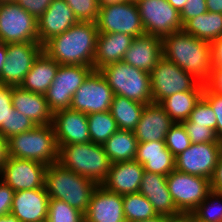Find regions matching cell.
I'll use <instances>...</instances> for the list:
<instances>
[{"instance_id":"d590c367","label":"cell","mask_w":222,"mask_h":222,"mask_svg":"<svg viewBox=\"0 0 222 222\" xmlns=\"http://www.w3.org/2000/svg\"><path fill=\"white\" fill-rule=\"evenodd\" d=\"M47 220L48 222H85L84 213L58 199H49Z\"/></svg>"},{"instance_id":"e575fe53","label":"cell","mask_w":222,"mask_h":222,"mask_svg":"<svg viewBox=\"0 0 222 222\" xmlns=\"http://www.w3.org/2000/svg\"><path fill=\"white\" fill-rule=\"evenodd\" d=\"M191 214L202 222H222V193L211 190Z\"/></svg>"},{"instance_id":"ab89813d","label":"cell","mask_w":222,"mask_h":222,"mask_svg":"<svg viewBox=\"0 0 222 222\" xmlns=\"http://www.w3.org/2000/svg\"><path fill=\"white\" fill-rule=\"evenodd\" d=\"M78 22H96L99 0H65Z\"/></svg>"},{"instance_id":"3957f363","label":"cell","mask_w":222,"mask_h":222,"mask_svg":"<svg viewBox=\"0 0 222 222\" xmlns=\"http://www.w3.org/2000/svg\"><path fill=\"white\" fill-rule=\"evenodd\" d=\"M44 186L50 199L64 201L85 214L98 185L57 162L46 167Z\"/></svg>"},{"instance_id":"52a82bcc","label":"cell","mask_w":222,"mask_h":222,"mask_svg":"<svg viewBox=\"0 0 222 222\" xmlns=\"http://www.w3.org/2000/svg\"><path fill=\"white\" fill-rule=\"evenodd\" d=\"M0 42H38V20L15 0L0 1Z\"/></svg>"},{"instance_id":"ac0fdd59","label":"cell","mask_w":222,"mask_h":222,"mask_svg":"<svg viewBox=\"0 0 222 222\" xmlns=\"http://www.w3.org/2000/svg\"><path fill=\"white\" fill-rule=\"evenodd\" d=\"M153 205L158 215L181 220L183 214L176 208L167 185V176L144 171L139 191Z\"/></svg>"},{"instance_id":"f35d334b","label":"cell","mask_w":222,"mask_h":222,"mask_svg":"<svg viewBox=\"0 0 222 222\" xmlns=\"http://www.w3.org/2000/svg\"><path fill=\"white\" fill-rule=\"evenodd\" d=\"M192 125L206 126L216 131L217 119L210 104L202 97L187 119Z\"/></svg>"},{"instance_id":"6f0895ef","label":"cell","mask_w":222,"mask_h":222,"mask_svg":"<svg viewBox=\"0 0 222 222\" xmlns=\"http://www.w3.org/2000/svg\"><path fill=\"white\" fill-rule=\"evenodd\" d=\"M123 0H99V6H110Z\"/></svg>"},{"instance_id":"484cf974","label":"cell","mask_w":222,"mask_h":222,"mask_svg":"<svg viewBox=\"0 0 222 222\" xmlns=\"http://www.w3.org/2000/svg\"><path fill=\"white\" fill-rule=\"evenodd\" d=\"M12 105L15 110L30 118L36 125L52 124L53 112L43 94L12 86Z\"/></svg>"},{"instance_id":"b9f144b4","label":"cell","mask_w":222,"mask_h":222,"mask_svg":"<svg viewBox=\"0 0 222 222\" xmlns=\"http://www.w3.org/2000/svg\"><path fill=\"white\" fill-rule=\"evenodd\" d=\"M202 97L210 104L216 114L217 125L215 134L222 141V95L211 92L205 86Z\"/></svg>"},{"instance_id":"11a10c76","label":"cell","mask_w":222,"mask_h":222,"mask_svg":"<svg viewBox=\"0 0 222 222\" xmlns=\"http://www.w3.org/2000/svg\"><path fill=\"white\" fill-rule=\"evenodd\" d=\"M6 53H7L6 44L3 42H0V72L7 59Z\"/></svg>"},{"instance_id":"91938a15","label":"cell","mask_w":222,"mask_h":222,"mask_svg":"<svg viewBox=\"0 0 222 222\" xmlns=\"http://www.w3.org/2000/svg\"><path fill=\"white\" fill-rule=\"evenodd\" d=\"M174 222H185V221L181 219V220H175Z\"/></svg>"},{"instance_id":"c3c4849f","label":"cell","mask_w":222,"mask_h":222,"mask_svg":"<svg viewBox=\"0 0 222 222\" xmlns=\"http://www.w3.org/2000/svg\"><path fill=\"white\" fill-rule=\"evenodd\" d=\"M211 190L222 193V153L215 167L214 174L210 180Z\"/></svg>"},{"instance_id":"ffe728a7","label":"cell","mask_w":222,"mask_h":222,"mask_svg":"<svg viewBox=\"0 0 222 222\" xmlns=\"http://www.w3.org/2000/svg\"><path fill=\"white\" fill-rule=\"evenodd\" d=\"M172 118L159 103L146 104L134 132L138 143L165 141V136L174 125Z\"/></svg>"},{"instance_id":"f546056e","label":"cell","mask_w":222,"mask_h":222,"mask_svg":"<svg viewBox=\"0 0 222 222\" xmlns=\"http://www.w3.org/2000/svg\"><path fill=\"white\" fill-rule=\"evenodd\" d=\"M182 30L198 39L212 43L222 37V13L207 11L188 20Z\"/></svg>"},{"instance_id":"44dd1931","label":"cell","mask_w":222,"mask_h":222,"mask_svg":"<svg viewBox=\"0 0 222 222\" xmlns=\"http://www.w3.org/2000/svg\"><path fill=\"white\" fill-rule=\"evenodd\" d=\"M49 199L50 197L45 186L38 189L14 192L11 214L20 222H40L46 220Z\"/></svg>"},{"instance_id":"603a6c76","label":"cell","mask_w":222,"mask_h":222,"mask_svg":"<svg viewBox=\"0 0 222 222\" xmlns=\"http://www.w3.org/2000/svg\"><path fill=\"white\" fill-rule=\"evenodd\" d=\"M144 171L143 166L136 160L112 163L101 186L122 196L137 193Z\"/></svg>"},{"instance_id":"680465c9","label":"cell","mask_w":222,"mask_h":222,"mask_svg":"<svg viewBox=\"0 0 222 222\" xmlns=\"http://www.w3.org/2000/svg\"><path fill=\"white\" fill-rule=\"evenodd\" d=\"M182 219L185 222H202L197 220L191 213L184 215Z\"/></svg>"},{"instance_id":"277c9868","label":"cell","mask_w":222,"mask_h":222,"mask_svg":"<svg viewBox=\"0 0 222 222\" xmlns=\"http://www.w3.org/2000/svg\"><path fill=\"white\" fill-rule=\"evenodd\" d=\"M58 163L80 176L87 177L97 185L105 181L112 165L103 144L91 141L63 145L59 149Z\"/></svg>"},{"instance_id":"ba28073f","label":"cell","mask_w":222,"mask_h":222,"mask_svg":"<svg viewBox=\"0 0 222 222\" xmlns=\"http://www.w3.org/2000/svg\"><path fill=\"white\" fill-rule=\"evenodd\" d=\"M95 23L99 33H125L134 38L145 34L136 2L99 6Z\"/></svg>"},{"instance_id":"4316f807","label":"cell","mask_w":222,"mask_h":222,"mask_svg":"<svg viewBox=\"0 0 222 222\" xmlns=\"http://www.w3.org/2000/svg\"><path fill=\"white\" fill-rule=\"evenodd\" d=\"M134 37L125 33H98L93 61L94 70L122 61Z\"/></svg>"},{"instance_id":"cb8c5ba5","label":"cell","mask_w":222,"mask_h":222,"mask_svg":"<svg viewBox=\"0 0 222 222\" xmlns=\"http://www.w3.org/2000/svg\"><path fill=\"white\" fill-rule=\"evenodd\" d=\"M161 57L162 39L144 34L132 40L122 61L150 73Z\"/></svg>"},{"instance_id":"db71d44e","label":"cell","mask_w":222,"mask_h":222,"mask_svg":"<svg viewBox=\"0 0 222 222\" xmlns=\"http://www.w3.org/2000/svg\"><path fill=\"white\" fill-rule=\"evenodd\" d=\"M167 1L173 8H175L180 13L188 0H167Z\"/></svg>"},{"instance_id":"f907efd6","label":"cell","mask_w":222,"mask_h":222,"mask_svg":"<svg viewBox=\"0 0 222 222\" xmlns=\"http://www.w3.org/2000/svg\"><path fill=\"white\" fill-rule=\"evenodd\" d=\"M8 141L0 134V170L8 159Z\"/></svg>"},{"instance_id":"5bb4252c","label":"cell","mask_w":222,"mask_h":222,"mask_svg":"<svg viewBox=\"0 0 222 222\" xmlns=\"http://www.w3.org/2000/svg\"><path fill=\"white\" fill-rule=\"evenodd\" d=\"M221 153L222 142L191 143L175 157V170L211 180Z\"/></svg>"},{"instance_id":"7bdbcfd3","label":"cell","mask_w":222,"mask_h":222,"mask_svg":"<svg viewBox=\"0 0 222 222\" xmlns=\"http://www.w3.org/2000/svg\"><path fill=\"white\" fill-rule=\"evenodd\" d=\"M207 11L206 0H188L180 12L181 22L184 25L188 20L204 14Z\"/></svg>"},{"instance_id":"d6a6232c","label":"cell","mask_w":222,"mask_h":222,"mask_svg":"<svg viewBox=\"0 0 222 222\" xmlns=\"http://www.w3.org/2000/svg\"><path fill=\"white\" fill-rule=\"evenodd\" d=\"M87 120L92 143L104 144L118 130L110 111L89 114Z\"/></svg>"},{"instance_id":"8fae6325","label":"cell","mask_w":222,"mask_h":222,"mask_svg":"<svg viewBox=\"0 0 222 222\" xmlns=\"http://www.w3.org/2000/svg\"><path fill=\"white\" fill-rule=\"evenodd\" d=\"M94 70L91 66L60 65L54 81L44 94L52 112L70 108L75 91Z\"/></svg>"},{"instance_id":"9a60e30c","label":"cell","mask_w":222,"mask_h":222,"mask_svg":"<svg viewBox=\"0 0 222 222\" xmlns=\"http://www.w3.org/2000/svg\"><path fill=\"white\" fill-rule=\"evenodd\" d=\"M6 61L0 72V84L20 86L34 61L43 51L39 42L7 43Z\"/></svg>"},{"instance_id":"83f0119b","label":"cell","mask_w":222,"mask_h":222,"mask_svg":"<svg viewBox=\"0 0 222 222\" xmlns=\"http://www.w3.org/2000/svg\"><path fill=\"white\" fill-rule=\"evenodd\" d=\"M59 64L45 51H42L25 75L20 87L33 93L45 94L59 69Z\"/></svg>"},{"instance_id":"e0dca14e","label":"cell","mask_w":222,"mask_h":222,"mask_svg":"<svg viewBox=\"0 0 222 222\" xmlns=\"http://www.w3.org/2000/svg\"><path fill=\"white\" fill-rule=\"evenodd\" d=\"M52 126L60 149L63 145L90 141L87 114L71 108L53 112Z\"/></svg>"},{"instance_id":"7c38bea8","label":"cell","mask_w":222,"mask_h":222,"mask_svg":"<svg viewBox=\"0 0 222 222\" xmlns=\"http://www.w3.org/2000/svg\"><path fill=\"white\" fill-rule=\"evenodd\" d=\"M136 4L145 34L162 39L182 30L180 13L167 0H138Z\"/></svg>"},{"instance_id":"6da1fadb","label":"cell","mask_w":222,"mask_h":222,"mask_svg":"<svg viewBox=\"0 0 222 222\" xmlns=\"http://www.w3.org/2000/svg\"><path fill=\"white\" fill-rule=\"evenodd\" d=\"M98 33L95 22H78L48 40L43 51L59 65L93 67Z\"/></svg>"},{"instance_id":"7a4b0ae2","label":"cell","mask_w":222,"mask_h":222,"mask_svg":"<svg viewBox=\"0 0 222 222\" xmlns=\"http://www.w3.org/2000/svg\"><path fill=\"white\" fill-rule=\"evenodd\" d=\"M162 56L205 84L212 70L211 43L183 30L162 38Z\"/></svg>"},{"instance_id":"9c48e42d","label":"cell","mask_w":222,"mask_h":222,"mask_svg":"<svg viewBox=\"0 0 222 222\" xmlns=\"http://www.w3.org/2000/svg\"><path fill=\"white\" fill-rule=\"evenodd\" d=\"M151 94L154 103L178 92L191 91L199 81L163 56L150 72Z\"/></svg>"},{"instance_id":"8992f818","label":"cell","mask_w":222,"mask_h":222,"mask_svg":"<svg viewBox=\"0 0 222 222\" xmlns=\"http://www.w3.org/2000/svg\"><path fill=\"white\" fill-rule=\"evenodd\" d=\"M114 95L124 96L141 104L153 102L150 73L119 61L98 70Z\"/></svg>"},{"instance_id":"4dcf8cb0","label":"cell","mask_w":222,"mask_h":222,"mask_svg":"<svg viewBox=\"0 0 222 222\" xmlns=\"http://www.w3.org/2000/svg\"><path fill=\"white\" fill-rule=\"evenodd\" d=\"M138 140L133 131L118 129L104 144L112 163L135 160Z\"/></svg>"},{"instance_id":"60d3db41","label":"cell","mask_w":222,"mask_h":222,"mask_svg":"<svg viewBox=\"0 0 222 222\" xmlns=\"http://www.w3.org/2000/svg\"><path fill=\"white\" fill-rule=\"evenodd\" d=\"M182 124L190 137L191 143L222 142L217 138L215 131L209 127L192 125L188 120H185Z\"/></svg>"},{"instance_id":"9f6ffc18","label":"cell","mask_w":222,"mask_h":222,"mask_svg":"<svg viewBox=\"0 0 222 222\" xmlns=\"http://www.w3.org/2000/svg\"><path fill=\"white\" fill-rule=\"evenodd\" d=\"M0 222H20L13 214L0 216Z\"/></svg>"},{"instance_id":"5b68a950","label":"cell","mask_w":222,"mask_h":222,"mask_svg":"<svg viewBox=\"0 0 222 222\" xmlns=\"http://www.w3.org/2000/svg\"><path fill=\"white\" fill-rule=\"evenodd\" d=\"M9 157L34 160L47 166L59 161V148L52 124L37 125L34 129L11 136Z\"/></svg>"},{"instance_id":"30bf717a","label":"cell","mask_w":222,"mask_h":222,"mask_svg":"<svg viewBox=\"0 0 222 222\" xmlns=\"http://www.w3.org/2000/svg\"><path fill=\"white\" fill-rule=\"evenodd\" d=\"M167 185L176 208L183 215L192 213L211 191L210 179L177 170L167 176Z\"/></svg>"},{"instance_id":"f1b7e54d","label":"cell","mask_w":222,"mask_h":222,"mask_svg":"<svg viewBox=\"0 0 222 222\" xmlns=\"http://www.w3.org/2000/svg\"><path fill=\"white\" fill-rule=\"evenodd\" d=\"M205 84L198 83L191 91L178 92L163 99L159 104L175 123L188 119L195 105L203 96Z\"/></svg>"},{"instance_id":"f5cc1de1","label":"cell","mask_w":222,"mask_h":222,"mask_svg":"<svg viewBox=\"0 0 222 222\" xmlns=\"http://www.w3.org/2000/svg\"><path fill=\"white\" fill-rule=\"evenodd\" d=\"M175 219L166 215H157L154 218L143 220V221H133V222H174Z\"/></svg>"},{"instance_id":"f6af8a7d","label":"cell","mask_w":222,"mask_h":222,"mask_svg":"<svg viewBox=\"0 0 222 222\" xmlns=\"http://www.w3.org/2000/svg\"><path fill=\"white\" fill-rule=\"evenodd\" d=\"M24 10L30 13L36 20L46 11L53 0H15Z\"/></svg>"},{"instance_id":"74e56055","label":"cell","mask_w":222,"mask_h":222,"mask_svg":"<svg viewBox=\"0 0 222 222\" xmlns=\"http://www.w3.org/2000/svg\"><path fill=\"white\" fill-rule=\"evenodd\" d=\"M165 144L175 157L190 147V137L182 123H174L165 136Z\"/></svg>"},{"instance_id":"2e32d148","label":"cell","mask_w":222,"mask_h":222,"mask_svg":"<svg viewBox=\"0 0 222 222\" xmlns=\"http://www.w3.org/2000/svg\"><path fill=\"white\" fill-rule=\"evenodd\" d=\"M46 167L34 160L8 157L0 170V179L15 192L43 188Z\"/></svg>"},{"instance_id":"94428289","label":"cell","mask_w":222,"mask_h":222,"mask_svg":"<svg viewBox=\"0 0 222 222\" xmlns=\"http://www.w3.org/2000/svg\"><path fill=\"white\" fill-rule=\"evenodd\" d=\"M124 1L137 2L138 0H124Z\"/></svg>"},{"instance_id":"816d5d0a","label":"cell","mask_w":222,"mask_h":222,"mask_svg":"<svg viewBox=\"0 0 222 222\" xmlns=\"http://www.w3.org/2000/svg\"><path fill=\"white\" fill-rule=\"evenodd\" d=\"M209 12L222 13V0H206Z\"/></svg>"},{"instance_id":"4fadbf2b","label":"cell","mask_w":222,"mask_h":222,"mask_svg":"<svg viewBox=\"0 0 222 222\" xmlns=\"http://www.w3.org/2000/svg\"><path fill=\"white\" fill-rule=\"evenodd\" d=\"M113 91L98 70H93L75 91L70 108L87 115L110 111Z\"/></svg>"},{"instance_id":"836d02e7","label":"cell","mask_w":222,"mask_h":222,"mask_svg":"<svg viewBox=\"0 0 222 222\" xmlns=\"http://www.w3.org/2000/svg\"><path fill=\"white\" fill-rule=\"evenodd\" d=\"M122 198L126 222L143 221L158 215L153 205L140 192L126 194Z\"/></svg>"},{"instance_id":"1f68e13d","label":"cell","mask_w":222,"mask_h":222,"mask_svg":"<svg viewBox=\"0 0 222 222\" xmlns=\"http://www.w3.org/2000/svg\"><path fill=\"white\" fill-rule=\"evenodd\" d=\"M145 104L130 100L124 96L114 95L110 107L112 117L116 120L118 129L134 131Z\"/></svg>"},{"instance_id":"d4e9b609","label":"cell","mask_w":222,"mask_h":222,"mask_svg":"<svg viewBox=\"0 0 222 222\" xmlns=\"http://www.w3.org/2000/svg\"><path fill=\"white\" fill-rule=\"evenodd\" d=\"M135 160L147 172L168 176L175 170V156L166 147L165 141L138 143Z\"/></svg>"},{"instance_id":"7402d4cb","label":"cell","mask_w":222,"mask_h":222,"mask_svg":"<svg viewBox=\"0 0 222 222\" xmlns=\"http://www.w3.org/2000/svg\"><path fill=\"white\" fill-rule=\"evenodd\" d=\"M77 23L78 20L65 0H53L38 19V42L44 45Z\"/></svg>"},{"instance_id":"681fc988","label":"cell","mask_w":222,"mask_h":222,"mask_svg":"<svg viewBox=\"0 0 222 222\" xmlns=\"http://www.w3.org/2000/svg\"><path fill=\"white\" fill-rule=\"evenodd\" d=\"M212 66L222 67V37L211 43Z\"/></svg>"},{"instance_id":"bcb514c9","label":"cell","mask_w":222,"mask_h":222,"mask_svg":"<svg viewBox=\"0 0 222 222\" xmlns=\"http://www.w3.org/2000/svg\"><path fill=\"white\" fill-rule=\"evenodd\" d=\"M14 190L0 179V216L11 213Z\"/></svg>"},{"instance_id":"ee69618b","label":"cell","mask_w":222,"mask_h":222,"mask_svg":"<svg viewBox=\"0 0 222 222\" xmlns=\"http://www.w3.org/2000/svg\"><path fill=\"white\" fill-rule=\"evenodd\" d=\"M13 110L12 86L0 84V127L6 124L7 117Z\"/></svg>"},{"instance_id":"8d00e7d4","label":"cell","mask_w":222,"mask_h":222,"mask_svg":"<svg viewBox=\"0 0 222 222\" xmlns=\"http://www.w3.org/2000/svg\"><path fill=\"white\" fill-rule=\"evenodd\" d=\"M37 125L27 116L17 110H13L7 117L6 124L0 127V134L9 139L11 136L32 130Z\"/></svg>"},{"instance_id":"d6986e66","label":"cell","mask_w":222,"mask_h":222,"mask_svg":"<svg viewBox=\"0 0 222 222\" xmlns=\"http://www.w3.org/2000/svg\"><path fill=\"white\" fill-rule=\"evenodd\" d=\"M84 218L85 222H126L122 195L98 185L91 195Z\"/></svg>"},{"instance_id":"7dc6e473","label":"cell","mask_w":222,"mask_h":222,"mask_svg":"<svg viewBox=\"0 0 222 222\" xmlns=\"http://www.w3.org/2000/svg\"><path fill=\"white\" fill-rule=\"evenodd\" d=\"M205 86L211 92L222 95V67L212 66L210 77Z\"/></svg>"}]
</instances>
